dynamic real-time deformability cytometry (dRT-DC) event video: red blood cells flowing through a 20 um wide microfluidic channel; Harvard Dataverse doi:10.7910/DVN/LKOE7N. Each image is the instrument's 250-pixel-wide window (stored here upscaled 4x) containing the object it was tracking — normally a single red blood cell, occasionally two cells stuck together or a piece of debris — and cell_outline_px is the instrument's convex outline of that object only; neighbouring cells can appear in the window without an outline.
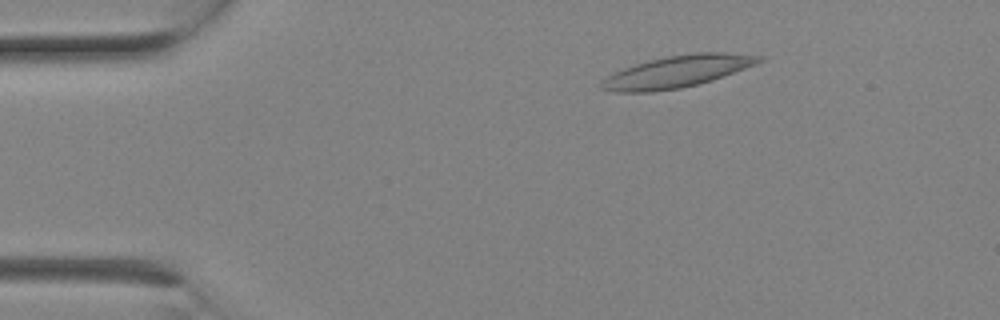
{"species": "Egyptian fruit bat (a non-hibernating species)", "species_latin": "Rousettus aegyptiacus", "temperature_condition": "room temperature", "stored_images_in_passage": 11, "camera_frame_rate_fps": 3000, "um_per_image_px": 0.085, "animal": {"sex": "female"}, "frame": {"image": 1, "passage_image": 4, "time_ms": 1.0, "image_size_px": [1000, 320], "cell_outline_px": [[764, 60], [756, 64], [712, 80], [680, 88], [652, 92], [616, 92], [600, 88], [600, 84], [608, 76], [624, 68], [648, 60], [668, 56], [696, 52], [724, 52], [764, 56]], "centroid_in_image_um": [57.59, 6.07], "position_along_channel_um": 27.4, "area_um2": 28.96}}
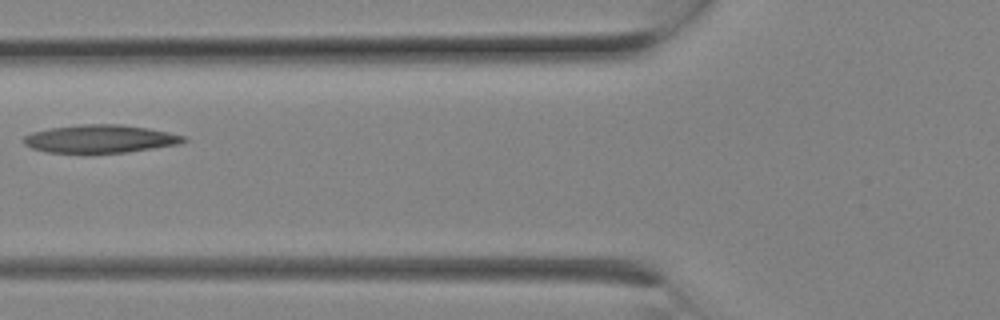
{"frame": {"image": 2, "passage_image": 9, "time_ms": 2.667, "image_size_px": [1000, 320], "cell_outline_px": [[188, 140], [180, 144], [128, 152], [88, 156], [84, 156], [48, 152], [32, 148], [24, 144], [24, 136], [32, 132], [52, 128], [80, 124], [120, 124], [148, 128], [168, 132], [184, 136]], "centroid_in_image_um": [8.5, 11.85], "position_along_channel_um": 117.3, "area_um2": 27.05}}
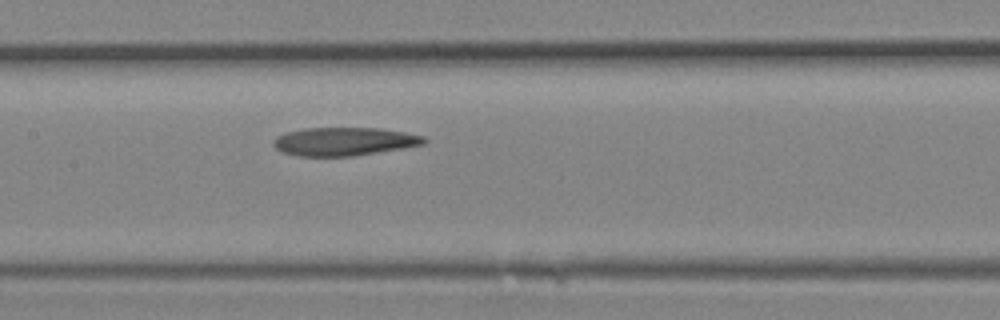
{"frame": {"image": 3, "passage_image": 11, "time_ms": 3.333, "image_size_px": [1000, 320], "cell_outline_px": [[428, 140], [424, 144], [404, 148], [352, 156], [296, 156], [280, 152], [272, 144], [272, 140], [276, 136], [288, 132], [304, 128], [380, 128], [404, 132], [424, 136]], "centroid_in_image_um": [29.23, 12.03], "position_along_channel_um": 178.2, "area_um2": 24.97}}